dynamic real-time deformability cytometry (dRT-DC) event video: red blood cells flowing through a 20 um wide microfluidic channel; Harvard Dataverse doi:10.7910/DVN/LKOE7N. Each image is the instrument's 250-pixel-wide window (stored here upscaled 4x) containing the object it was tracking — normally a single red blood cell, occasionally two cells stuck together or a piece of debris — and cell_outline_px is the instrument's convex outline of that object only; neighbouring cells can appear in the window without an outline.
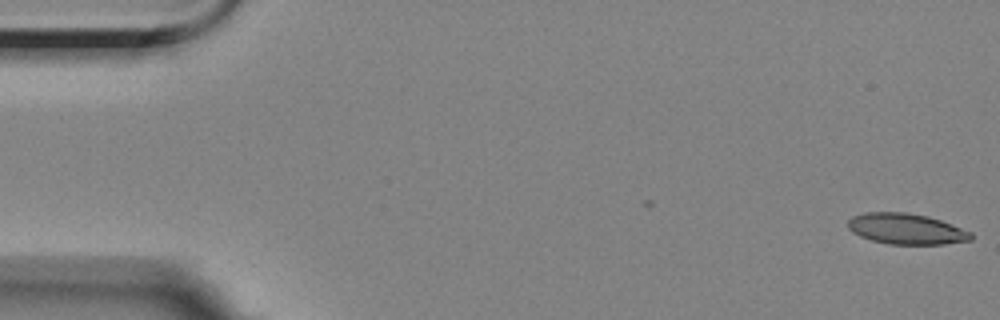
{"species": "Egyptian fruit bat (a non-hibernating species)", "species_latin": "Rousettus aegyptiacus", "temperature_condition": "room temperature", "stored_images_in_passage": 49, "camera_frame_rate_fps": 3000, "um_per_image_px": 0.085, "animal": {"sex": "female"}, "frame": {"image": 1, "passage_image": 1, "time_ms": 0.0, "image_size_px": [1000, 320], "cell_outline_px": [[972, 240], [944, 244], [888, 244], [872, 240], [860, 236], [852, 232], [848, 228], [848, 220], [852, 216], [864, 212], [908, 212], [928, 216], [952, 224], [972, 232]], "centroid_in_image_um": [77.03, 19.45], "position_along_channel_um": 8.0, "area_um2": 22.2}}
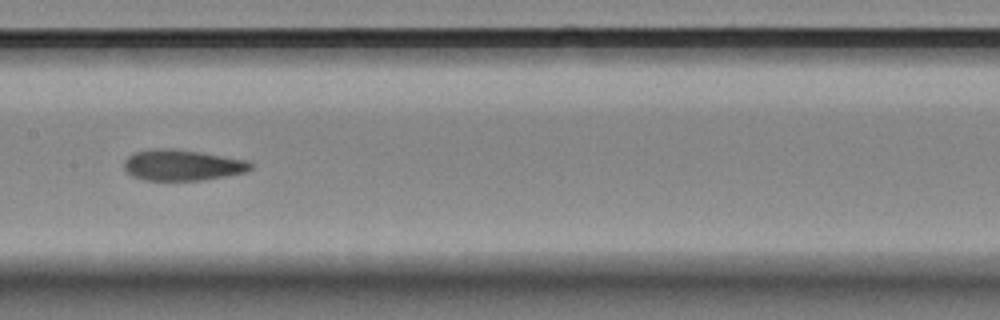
{"frame": {"image": 2, "passage_image": 28, "time_ms": 9.0, "image_size_px": [1000, 320], "cell_outline_px": [[252, 168], [248, 172], [204, 180], [144, 180], [132, 176], [124, 168], [124, 160], [128, 156], [136, 152], [148, 148], [172, 148], [200, 152], [248, 160], [252, 164]], "centroid_in_image_um": [15.5, 14.03], "position_along_channel_um": 191.9, "area_um2": 23.0}}
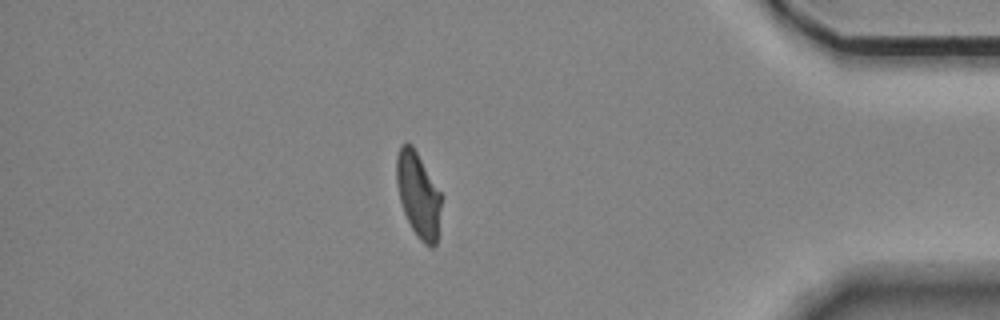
{"frame": {"image": 3, "passage_image": 49, "time_ms": 16.0, "image_size_px": [1000, 320], "cell_outline_px": [[444, 196], [436, 244], [432, 248], [424, 244], [416, 236], [404, 212], [400, 200], [396, 184], [396, 156], [400, 144], [412, 144]], "centroid_in_image_um": [35.58, 16.56], "position_along_channel_um": 399.6, "area_um2": 22.72}, "authors_computed_cell_mechanics": {"area_um2": 23.12, "velocity_mm_per_s": 3.5001, "shape_relaxation_time_tau1_ms": null, "shape_relaxation_time_tau2_ms": 2.2673, "deformation_change_tau1": null, "deformation_change_tau2": 0.0876}}